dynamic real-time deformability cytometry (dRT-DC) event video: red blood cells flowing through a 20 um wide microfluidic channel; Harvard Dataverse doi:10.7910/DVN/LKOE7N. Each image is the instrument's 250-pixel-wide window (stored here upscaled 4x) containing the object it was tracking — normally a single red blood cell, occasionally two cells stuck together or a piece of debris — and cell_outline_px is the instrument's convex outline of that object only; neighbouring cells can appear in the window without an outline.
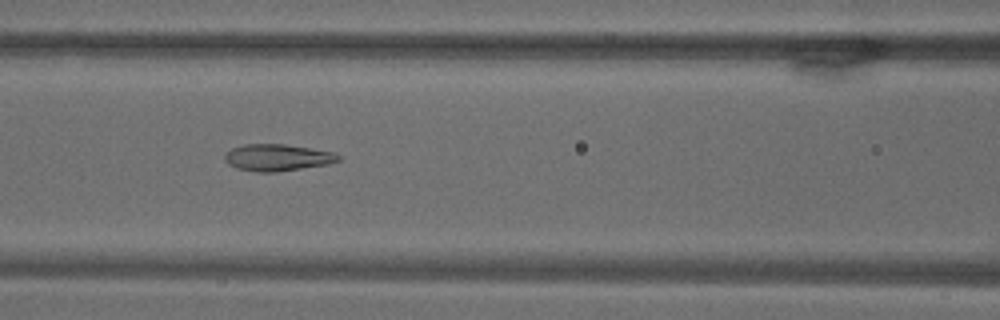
{"species": "common noctule bat (a hibernating species)", "species_latin": "Nyctalus noctula", "temperature_condition": "warm", "stored_images_in_passage": 50, "camera_frame_rate_fps": 3000, "um_per_image_px": 0.085, "animal": {"sex": "male", "body_mass_g": 18.8}, "frame": {"image": 1, "passage_image": 20, "time_ms": 6.333, "image_size_px": [1000, 320], "cell_outline_px": [[340, 160], [328, 164], [276, 172], [256, 172], [236, 168], [228, 164], [224, 160], [224, 156], [232, 148], [244, 144], [284, 144], [312, 148], [336, 152], [340, 156]], "centroid_in_image_um": [23.59, 13.39], "position_along_channel_um": 143.0, "area_um2": 17.8}}
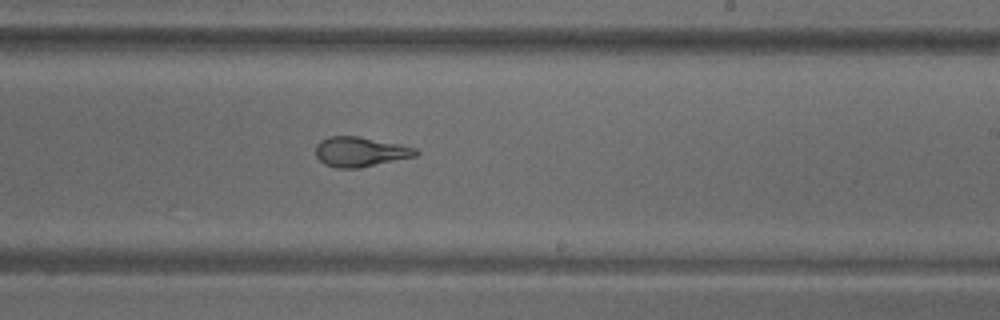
{"frame": {"image": 2, "passage_image": 32, "time_ms": 10.333, "image_size_px": [1000, 320], "cell_outline_px": [[420, 152], [416, 156], [360, 168], [336, 168], [324, 164], [316, 156], [316, 144], [320, 140], [328, 136], [356, 136], [400, 144], [416, 148]], "centroid_in_image_um": [30.61, 12.9], "position_along_channel_um": 258.4, "area_um2": 17.46}}
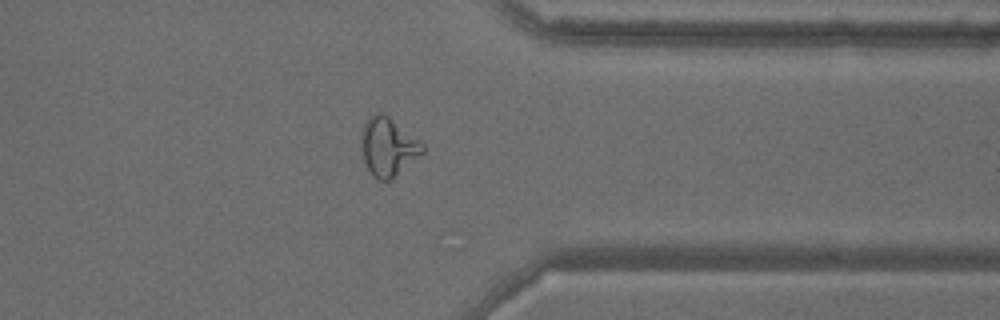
{"frame": {"image": 3, "passage_image": 45, "time_ms": 14.667, "image_size_px": [1000, 320], "cell_outline_px": [[424, 152], [392, 180], [380, 180], [372, 176], [368, 172], [364, 160], [364, 124], [368, 116], [376, 112], [380, 112], [388, 116], [424, 144]], "centroid_in_image_um": [33.02, 12.51], "position_along_channel_um": 378.4, "area_um2": 20.4}}